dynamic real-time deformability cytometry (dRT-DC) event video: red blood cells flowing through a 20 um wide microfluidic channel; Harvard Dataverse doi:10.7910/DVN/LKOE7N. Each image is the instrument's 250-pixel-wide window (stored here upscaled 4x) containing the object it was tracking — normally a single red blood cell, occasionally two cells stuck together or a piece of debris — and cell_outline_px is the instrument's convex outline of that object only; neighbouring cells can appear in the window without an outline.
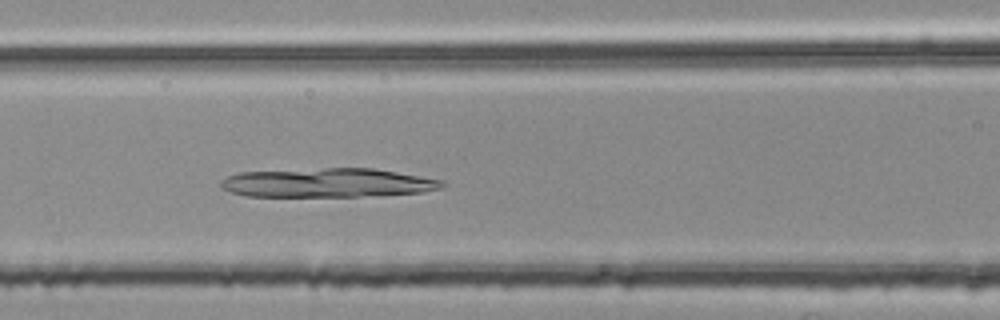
{"species": "common noctule bat (a hibernating species)", "species_latin": "Nyctalus noctula", "temperature_condition": "room temperature", "stored_images_in_passage": 37, "camera_frame_rate_fps": 3000, "um_per_image_px": 0.085, "animal": {"sex": "female", "body_mass_g": 25.1}, "frame": {"image": 1, "passage_image": 9, "time_ms": 2.667, "image_size_px": [1000, 320], "cell_outline_px": [[448, 184], [440, 188], [424, 192], [380, 196], [244, 196], [220, 188], [220, 180], [228, 176], [240, 172], [324, 168], [372, 168], [444, 180]], "centroid_in_image_um": [27.88, 15.54], "position_along_channel_um": 138.7, "area_um2": 37.69}}
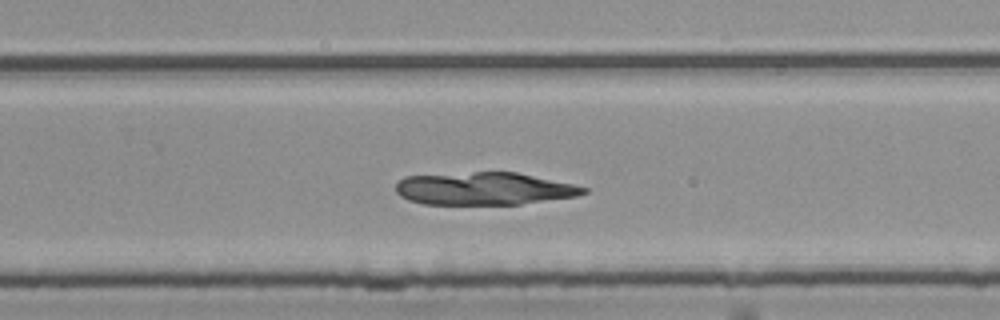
{"frame": {"image": 2, "passage_image": 21, "time_ms": 6.667, "image_size_px": [1000, 320], "cell_outline_px": [[588, 192], [576, 196], [520, 204], [424, 204], [408, 200], [400, 196], [396, 192], [396, 184], [404, 176], [472, 172], [516, 172], [572, 184], [588, 188]], "centroid_in_image_um": [41.12, 16.03], "position_along_channel_um": 288.7, "area_um2": 35.55}}
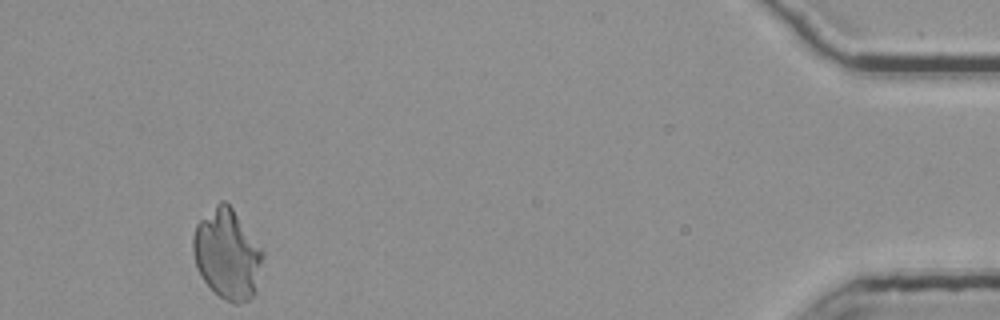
{"frame": {"image": 3, "passage_image": 37, "time_ms": 12.0, "image_size_px": [1000, 320], "cell_outline_px": [[264, 252], [256, 292], [248, 300], [236, 304], [224, 300], [204, 280], [196, 268], [192, 248], [192, 236], [196, 224], [220, 200], [224, 200], [232, 208]], "centroid_in_image_um": [19.3, 21.61], "position_along_channel_um": 415.9, "area_um2": 36.24}}